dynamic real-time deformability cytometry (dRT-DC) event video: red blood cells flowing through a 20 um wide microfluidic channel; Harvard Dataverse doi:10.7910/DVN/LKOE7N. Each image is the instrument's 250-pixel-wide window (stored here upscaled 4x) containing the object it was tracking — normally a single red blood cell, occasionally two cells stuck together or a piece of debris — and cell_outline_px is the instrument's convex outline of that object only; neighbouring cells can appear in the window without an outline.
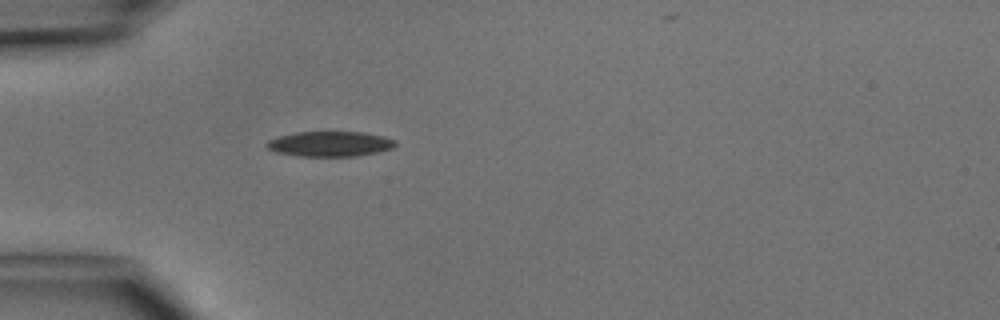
{"species": "common noctule bat (a hibernating species)", "species_latin": "Nyctalus noctula", "temperature_condition": "cold", "stored_images_in_passage": 4, "camera_frame_rate_fps": 3000, "um_per_image_px": 0.085, "animal": {"sex": "male", "body_mass_g": 15.6}, "frame": {"image": 1, "passage_image": 4, "time_ms": 3.667, "image_size_px": [1000, 320], "cell_outline_px": [[396, 144], [392, 148], [376, 152], [356, 156], [300, 156], [276, 152], [268, 148], [264, 144], [268, 140], [276, 136], [296, 132], [364, 132], [384, 136], [396, 140]], "centroid_in_image_um": [28.02, 12.22], "position_along_channel_um": 57.0, "area_um2": 18.9}}